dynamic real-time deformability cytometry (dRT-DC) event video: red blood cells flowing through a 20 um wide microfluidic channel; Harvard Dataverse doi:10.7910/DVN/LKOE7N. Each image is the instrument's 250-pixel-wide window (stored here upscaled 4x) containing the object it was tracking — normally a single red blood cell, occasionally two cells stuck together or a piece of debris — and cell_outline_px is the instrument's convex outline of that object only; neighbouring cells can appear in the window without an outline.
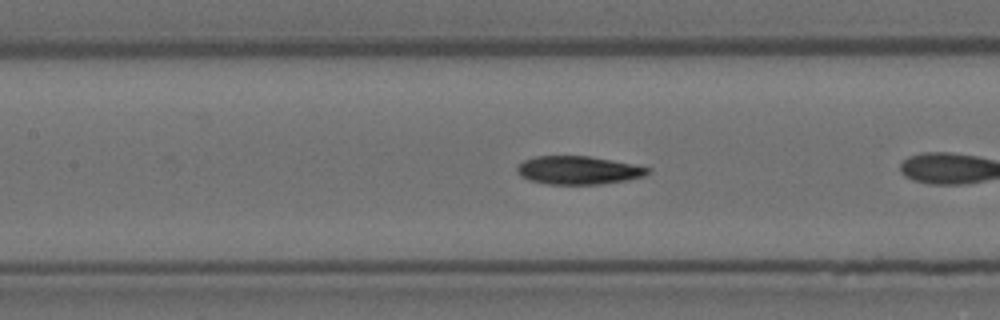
{"species": "Egyptian fruit bat (a non-hibernating species)", "species_latin": "Rousettus aegyptiacus", "temperature_condition": "room temperature", "stored_images_in_passage": 20, "camera_frame_rate_fps": 3000, "um_per_image_px": 0.085, "animal": {"sex": "female"}, "frame": {"image": 1, "passage_image": 9, "time_ms": 2.667, "image_size_px": [1000, 320], "cell_outline_px": [[652, 172], [644, 176], [628, 180], [600, 184], [548, 184], [528, 180], [520, 176], [516, 172], [516, 168], [524, 160], [536, 156], [588, 156], [612, 160], [652, 168]], "centroid_in_image_um": [49.17, 14.47], "position_along_channel_um": 158.2, "area_um2": 21.62}}